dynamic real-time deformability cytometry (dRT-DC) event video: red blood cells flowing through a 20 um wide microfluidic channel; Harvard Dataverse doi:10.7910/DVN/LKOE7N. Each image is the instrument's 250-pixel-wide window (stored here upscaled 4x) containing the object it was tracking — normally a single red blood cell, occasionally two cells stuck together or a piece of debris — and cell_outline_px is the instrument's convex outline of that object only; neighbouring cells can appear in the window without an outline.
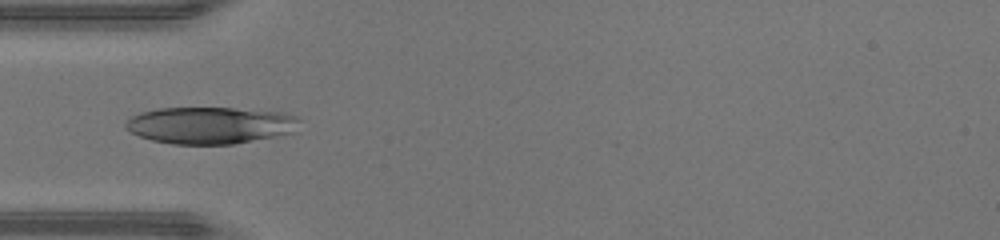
{"species": "human", "species_latin": "Homo sapiens", "temperature_condition": "warm", "stored_images_in_passage": 33, "camera_frame_rate_fps": 3000, "um_per_image_px": 0.085, "donor": {"sex": "male"}, "frame": {"image": 1, "passage_image": 1, "time_ms": 0.0, "image_size_px": [1000, 240], "cell_outline_px": [[300, 120], [296, 132], [276, 136], [232, 144], [172, 144], [152, 140], [140, 136], [124, 128], [124, 124], [132, 116], [140, 112], [156, 108], [232, 108], [284, 112], [296, 116]], "centroid_in_image_um": [17.89, 10.64], "position_along_channel_um": 67.1, "area_um2": 37.51}}
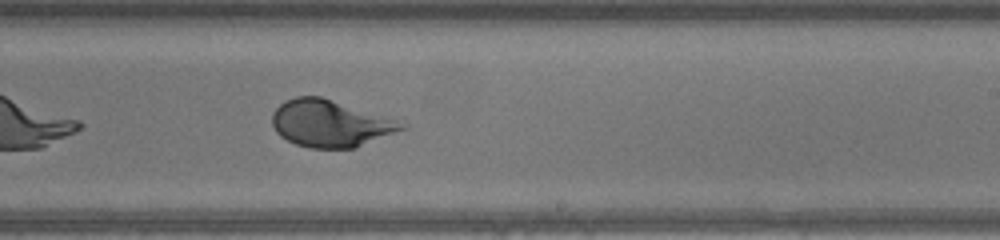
{"frame": {"image": 2, "passage_image": 14, "time_ms": 4.333, "image_size_px": [1000, 240], "cell_outline_px": [[408, 128], [356, 148], [308, 148], [296, 144], [280, 136], [276, 132], [272, 124], [272, 112], [284, 100], [296, 96], [320, 96], [396, 120], [408, 124]], "centroid_in_image_um": [28.06, 10.5], "position_along_channel_um": 260.9, "area_um2": 35.37}}
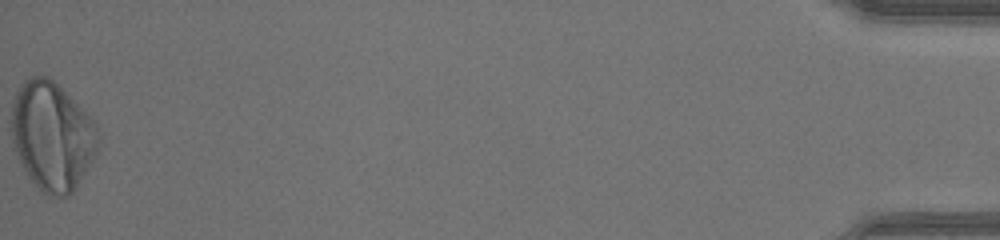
{"frame": {"image": 3, "passage_image": 33, "time_ms": 10.667, "image_size_px": [1000, 240], "cell_outline_px": [[100, 140], [96, 156], [76, 188], [68, 196], [48, 196], [28, 176], [20, 164], [12, 140], [12, 104], [16, 92], [20, 84], [32, 76], [48, 76], [96, 124], [100, 136]], "centroid_in_image_um": [4.44, 11.59], "position_along_channel_um": 430.8, "area_um2": 54.51}, "authors_computed_cell_mechanics": {"area_um2": 37.5122, "velocity_mm_per_s": 4.43, "shape_relaxation_time_tau1_ms": 2.6838, "shape_relaxation_time_tau2_ms": null, "deformation_change_tau1": 0.1831, "deformation_change_tau2": null}}